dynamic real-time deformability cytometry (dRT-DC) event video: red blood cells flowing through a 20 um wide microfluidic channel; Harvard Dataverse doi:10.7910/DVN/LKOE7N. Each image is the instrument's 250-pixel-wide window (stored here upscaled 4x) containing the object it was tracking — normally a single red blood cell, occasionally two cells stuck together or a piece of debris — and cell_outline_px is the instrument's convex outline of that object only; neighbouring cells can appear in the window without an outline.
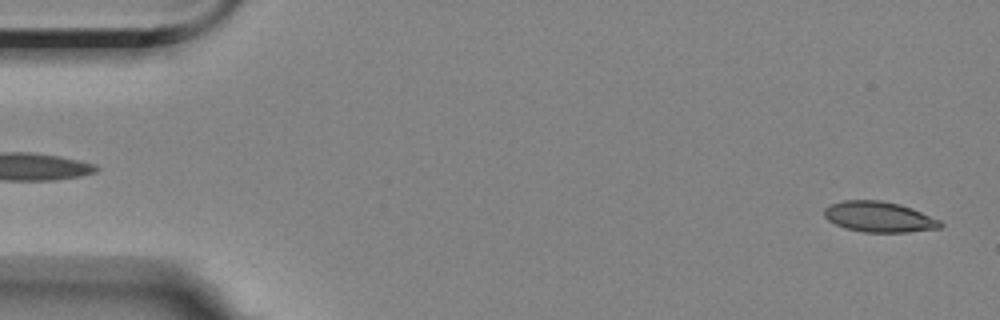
{"species": "Egyptian fruit bat (a non-hibernating species)", "species_latin": "Rousettus aegyptiacus", "temperature_condition": "room temperature", "stored_images_in_passage": 5, "segment_of_instrument_passage": [2, 2], "camera_frame_rate_fps": 3000, "um_per_image_px": 0.085, "animal": {"sex": "female"}, "frame": {"image": 1, "passage_image": 5, "time_ms": 4.333, "image_size_px": [1000, 320], "cell_outline_px": [[944, 224], [940, 228], [908, 232], [864, 232], [844, 228], [828, 220], [824, 216], [824, 208], [832, 204], [844, 200], [880, 200], [900, 204], [912, 208], [940, 220]], "centroid_in_image_um": [74.73, 18.43], "position_along_channel_um": 10.3, "area_um2": 20.69}}